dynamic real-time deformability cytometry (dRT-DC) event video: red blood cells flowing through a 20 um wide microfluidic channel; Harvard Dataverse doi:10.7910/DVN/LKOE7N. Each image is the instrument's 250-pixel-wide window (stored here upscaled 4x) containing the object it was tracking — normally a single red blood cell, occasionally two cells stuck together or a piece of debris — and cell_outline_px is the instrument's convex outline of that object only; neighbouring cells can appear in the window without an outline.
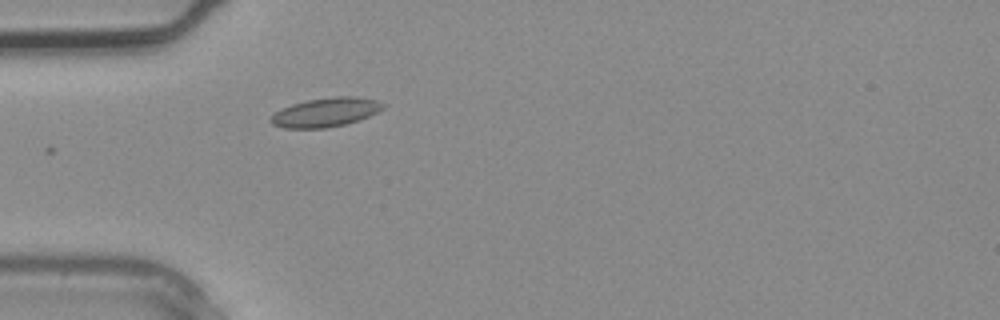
{"species": "common noctule bat (a hibernating species)", "species_latin": "Nyctalus noctula", "temperature_condition": "warm", "stored_images_in_passage": 2, "camera_frame_rate_fps": 3000, "um_per_image_px": 0.085, "animal": {"sex": "male", "body_mass_g": 20.4}, "frame": {"image": 1, "passage_image": 2, "time_ms": 0.333, "image_size_px": [1000, 320], "cell_outline_px": [[388, 104], [384, 108], [368, 116], [344, 124], [324, 128], [284, 128], [272, 124], [268, 120], [280, 108], [292, 104], [308, 100], [336, 96], [356, 96], [376, 100]], "centroid_in_image_um": [27.67, 9.53], "position_along_channel_um": 57.3, "area_um2": 18.9}}